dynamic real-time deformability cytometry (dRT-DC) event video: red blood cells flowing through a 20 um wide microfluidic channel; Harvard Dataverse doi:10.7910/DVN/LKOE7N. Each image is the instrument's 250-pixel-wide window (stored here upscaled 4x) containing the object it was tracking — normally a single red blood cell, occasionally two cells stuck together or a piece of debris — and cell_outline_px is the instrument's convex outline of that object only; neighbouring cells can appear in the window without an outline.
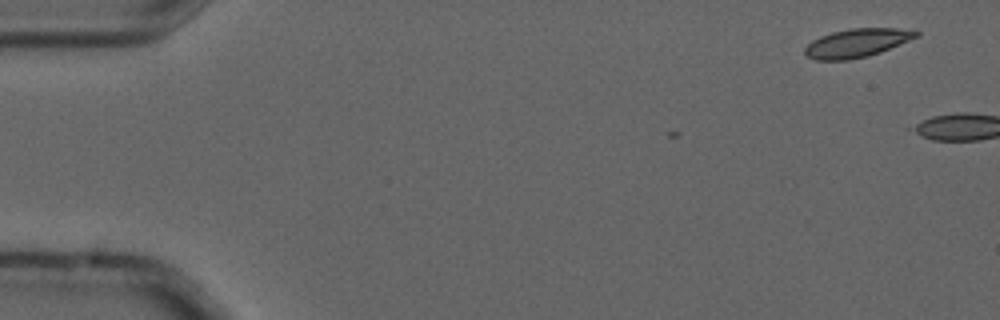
{"species": "common noctule bat (a hibernating species)", "species_latin": "Nyctalus noctula", "temperature_condition": "cold", "stored_images_in_passage": 11, "camera_frame_rate_fps": 3000, "um_per_image_px": 0.085, "animal": {"sex": "male", "forearm_length_mm": 52.5}, "frame": {"image": 1, "passage_image": 1, "time_ms": 0.0, "image_size_px": [1000, 320], "cell_outline_px": [[920, 36], [880, 52], [868, 56], [848, 60], [816, 60], [808, 56], [804, 52], [804, 48], [812, 40], [820, 36], [832, 32], [852, 28], [896, 28], [920, 32]], "centroid_in_image_um": [72.83, 3.65], "position_along_channel_um": 12.2, "area_um2": 18.44}}
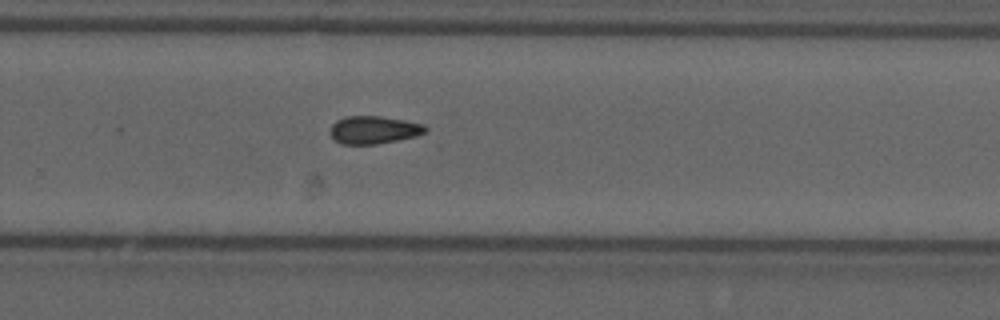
{"frame": {"image": 2, "passage_image": 11, "time_ms": 3.333, "image_size_px": [1000, 320], "cell_outline_px": [[428, 132], [416, 136], [376, 144], [340, 144], [332, 136], [332, 124], [336, 120], [348, 116], [380, 116], [404, 120], [424, 124], [428, 128]], "centroid_in_image_um": [31.82, 11.03], "position_along_channel_um": 298.0, "area_um2": 15.32}}